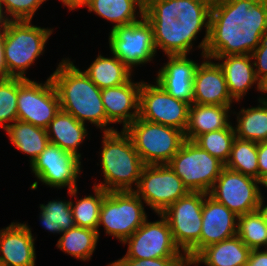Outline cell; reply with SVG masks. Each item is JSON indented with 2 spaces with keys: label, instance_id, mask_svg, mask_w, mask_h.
<instances>
[{
  "label": "cell",
  "instance_id": "cell-1",
  "mask_svg": "<svg viewBox=\"0 0 267 266\" xmlns=\"http://www.w3.org/2000/svg\"><path fill=\"white\" fill-rule=\"evenodd\" d=\"M266 34L267 0H213L204 55H251Z\"/></svg>",
  "mask_w": 267,
  "mask_h": 266
},
{
  "label": "cell",
  "instance_id": "cell-2",
  "mask_svg": "<svg viewBox=\"0 0 267 266\" xmlns=\"http://www.w3.org/2000/svg\"><path fill=\"white\" fill-rule=\"evenodd\" d=\"M50 78L62 111L71 114L81 123L89 122L102 132L117 130L114 126H109L111 123L106 117L101 89L69 57L59 62Z\"/></svg>",
  "mask_w": 267,
  "mask_h": 266
},
{
  "label": "cell",
  "instance_id": "cell-3",
  "mask_svg": "<svg viewBox=\"0 0 267 266\" xmlns=\"http://www.w3.org/2000/svg\"><path fill=\"white\" fill-rule=\"evenodd\" d=\"M102 136L99 156L104 180L94 186L107 192L135 191L145 164L130 136L123 129L103 132Z\"/></svg>",
  "mask_w": 267,
  "mask_h": 266
},
{
  "label": "cell",
  "instance_id": "cell-4",
  "mask_svg": "<svg viewBox=\"0 0 267 266\" xmlns=\"http://www.w3.org/2000/svg\"><path fill=\"white\" fill-rule=\"evenodd\" d=\"M31 20L10 21L5 29L4 56L11 77L29 79L26 70L45 52L53 29L33 25Z\"/></svg>",
  "mask_w": 267,
  "mask_h": 266
},
{
  "label": "cell",
  "instance_id": "cell-5",
  "mask_svg": "<svg viewBox=\"0 0 267 266\" xmlns=\"http://www.w3.org/2000/svg\"><path fill=\"white\" fill-rule=\"evenodd\" d=\"M124 130L145 165L168 164L185 141L183 131L139 117Z\"/></svg>",
  "mask_w": 267,
  "mask_h": 266
},
{
  "label": "cell",
  "instance_id": "cell-6",
  "mask_svg": "<svg viewBox=\"0 0 267 266\" xmlns=\"http://www.w3.org/2000/svg\"><path fill=\"white\" fill-rule=\"evenodd\" d=\"M206 195L203 192H189L161 213L169 224L174 243L188 262L199 253L202 206Z\"/></svg>",
  "mask_w": 267,
  "mask_h": 266
},
{
  "label": "cell",
  "instance_id": "cell-7",
  "mask_svg": "<svg viewBox=\"0 0 267 266\" xmlns=\"http://www.w3.org/2000/svg\"><path fill=\"white\" fill-rule=\"evenodd\" d=\"M144 204L134 191L107 192L102 201L99 228L102 226L106 235L122 244L147 219Z\"/></svg>",
  "mask_w": 267,
  "mask_h": 266
},
{
  "label": "cell",
  "instance_id": "cell-8",
  "mask_svg": "<svg viewBox=\"0 0 267 266\" xmlns=\"http://www.w3.org/2000/svg\"><path fill=\"white\" fill-rule=\"evenodd\" d=\"M168 165L190 192L207 194L225 167L220 160L189 140L183 142Z\"/></svg>",
  "mask_w": 267,
  "mask_h": 266
},
{
  "label": "cell",
  "instance_id": "cell-9",
  "mask_svg": "<svg viewBox=\"0 0 267 266\" xmlns=\"http://www.w3.org/2000/svg\"><path fill=\"white\" fill-rule=\"evenodd\" d=\"M108 42L111 54L133 72L153 61L157 54L153 28L145 16L135 23L111 28Z\"/></svg>",
  "mask_w": 267,
  "mask_h": 266
},
{
  "label": "cell",
  "instance_id": "cell-10",
  "mask_svg": "<svg viewBox=\"0 0 267 266\" xmlns=\"http://www.w3.org/2000/svg\"><path fill=\"white\" fill-rule=\"evenodd\" d=\"M59 110V97L50 76L44 83L17 78V120L47 129Z\"/></svg>",
  "mask_w": 267,
  "mask_h": 266
},
{
  "label": "cell",
  "instance_id": "cell-11",
  "mask_svg": "<svg viewBox=\"0 0 267 266\" xmlns=\"http://www.w3.org/2000/svg\"><path fill=\"white\" fill-rule=\"evenodd\" d=\"M134 192L155 214H161L190 191L168 164H162L145 165Z\"/></svg>",
  "mask_w": 267,
  "mask_h": 266
},
{
  "label": "cell",
  "instance_id": "cell-12",
  "mask_svg": "<svg viewBox=\"0 0 267 266\" xmlns=\"http://www.w3.org/2000/svg\"><path fill=\"white\" fill-rule=\"evenodd\" d=\"M261 181L224 167L208 195L237 216L258 210Z\"/></svg>",
  "mask_w": 267,
  "mask_h": 266
},
{
  "label": "cell",
  "instance_id": "cell-13",
  "mask_svg": "<svg viewBox=\"0 0 267 266\" xmlns=\"http://www.w3.org/2000/svg\"><path fill=\"white\" fill-rule=\"evenodd\" d=\"M145 222L122 244L128 245L126 254L119 259H153L167 257H186L174 243L166 218Z\"/></svg>",
  "mask_w": 267,
  "mask_h": 266
},
{
  "label": "cell",
  "instance_id": "cell-14",
  "mask_svg": "<svg viewBox=\"0 0 267 266\" xmlns=\"http://www.w3.org/2000/svg\"><path fill=\"white\" fill-rule=\"evenodd\" d=\"M189 104L168 94L156 81H142L139 93V118L185 132Z\"/></svg>",
  "mask_w": 267,
  "mask_h": 266
},
{
  "label": "cell",
  "instance_id": "cell-15",
  "mask_svg": "<svg viewBox=\"0 0 267 266\" xmlns=\"http://www.w3.org/2000/svg\"><path fill=\"white\" fill-rule=\"evenodd\" d=\"M81 165L79 157L49 142L29 167L34 177L42 184L54 189L66 187L71 191L78 188Z\"/></svg>",
  "mask_w": 267,
  "mask_h": 266
},
{
  "label": "cell",
  "instance_id": "cell-16",
  "mask_svg": "<svg viewBox=\"0 0 267 266\" xmlns=\"http://www.w3.org/2000/svg\"><path fill=\"white\" fill-rule=\"evenodd\" d=\"M152 28L156 51L162 50L165 56L190 55L195 45L197 35L205 30L202 41L196 46L200 49L202 59L209 37V27H187L174 18H146Z\"/></svg>",
  "mask_w": 267,
  "mask_h": 266
},
{
  "label": "cell",
  "instance_id": "cell-17",
  "mask_svg": "<svg viewBox=\"0 0 267 266\" xmlns=\"http://www.w3.org/2000/svg\"><path fill=\"white\" fill-rule=\"evenodd\" d=\"M237 103L229 94L222 68L212 58L204 57L198 64L193 81V103L232 106Z\"/></svg>",
  "mask_w": 267,
  "mask_h": 266
},
{
  "label": "cell",
  "instance_id": "cell-18",
  "mask_svg": "<svg viewBox=\"0 0 267 266\" xmlns=\"http://www.w3.org/2000/svg\"><path fill=\"white\" fill-rule=\"evenodd\" d=\"M28 223L11 222L0 229V261L5 266H35L36 251Z\"/></svg>",
  "mask_w": 267,
  "mask_h": 266
},
{
  "label": "cell",
  "instance_id": "cell-19",
  "mask_svg": "<svg viewBox=\"0 0 267 266\" xmlns=\"http://www.w3.org/2000/svg\"><path fill=\"white\" fill-rule=\"evenodd\" d=\"M141 85L142 80L135 82L131 77L122 85L101 89L106 117L111 124H122L124 130L138 118Z\"/></svg>",
  "mask_w": 267,
  "mask_h": 266
},
{
  "label": "cell",
  "instance_id": "cell-20",
  "mask_svg": "<svg viewBox=\"0 0 267 266\" xmlns=\"http://www.w3.org/2000/svg\"><path fill=\"white\" fill-rule=\"evenodd\" d=\"M167 62L157 71L155 81L174 98L191 105L193 81L198 63L187 55L167 56Z\"/></svg>",
  "mask_w": 267,
  "mask_h": 266
},
{
  "label": "cell",
  "instance_id": "cell-21",
  "mask_svg": "<svg viewBox=\"0 0 267 266\" xmlns=\"http://www.w3.org/2000/svg\"><path fill=\"white\" fill-rule=\"evenodd\" d=\"M238 216L208 194L202 206L199 252L214 243L237 235Z\"/></svg>",
  "mask_w": 267,
  "mask_h": 266
},
{
  "label": "cell",
  "instance_id": "cell-22",
  "mask_svg": "<svg viewBox=\"0 0 267 266\" xmlns=\"http://www.w3.org/2000/svg\"><path fill=\"white\" fill-rule=\"evenodd\" d=\"M212 59L214 62L219 61L217 63L225 75L229 94L237 103L255 84L259 93L260 80L256 76L251 55L216 56Z\"/></svg>",
  "mask_w": 267,
  "mask_h": 266
},
{
  "label": "cell",
  "instance_id": "cell-23",
  "mask_svg": "<svg viewBox=\"0 0 267 266\" xmlns=\"http://www.w3.org/2000/svg\"><path fill=\"white\" fill-rule=\"evenodd\" d=\"M251 249L237 236L203 248L189 265L198 266H245Z\"/></svg>",
  "mask_w": 267,
  "mask_h": 266
},
{
  "label": "cell",
  "instance_id": "cell-24",
  "mask_svg": "<svg viewBox=\"0 0 267 266\" xmlns=\"http://www.w3.org/2000/svg\"><path fill=\"white\" fill-rule=\"evenodd\" d=\"M231 108L232 106L192 103L184 132L185 140L194 141L203 133L227 128L232 123L229 118L233 112Z\"/></svg>",
  "mask_w": 267,
  "mask_h": 266
},
{
  "label": "cell",
  "instance_id": "cell-25",
  "mask_svg": "<svg viewBox=\"0 0 267 266\" xmlns=\"http://www.w3.org/2000/svg\"><path fill=\"white\" fill-rule=\"evenodd\" d=\"M86 126V124L79 122L71 114L60 109L47 128L49 142L59 146L64 151L76 155L82 160L78 147L90 135Z\"/></svg>",
  "mask_w": 267,
  "mask_h": 266
},
{
  "label": "cell",
  "instance_id": "cell-26",
  "mask_svg": "<svg viewBox=\"0 0 267 266\" xmlns=\"http://www.w3.org/2000/svg\"><path fill=\"white\" fill-rule=\"evenodd\" d=\"M83 7L110 21L114 28L139 21L144 16L145 6L143 0H87L80 6Z\"/></svg>",
  "mask_w": 267,
  "mask_h": 266
},
{
  "label": "cell",
  "instance_id": "cell-27",
  "mask_svg": "<svg viewBox=\"0 0 267 266\" xmlns=\"http://www.w3.org/2000/svg\"><path fill=\"white\" fill-rule=\"evenodd\" d=\"M5 132L13 146L29 156L30 165L49 144L47 129L21 120L13 122Z\"/></svg>",
  "mask_w": 267,
  "mask_h": 266
},
{
  "label": "cell",
  "instance_id": "cell-28",
  "mask_svg": "<svg viewBox=\"0 0 267 266\" xmlns=\"http://www.w3.org/2000/svg\"><path fill=\"white\" fill-rule=\"evenodd\" d=\"M100 89L126 83L133 72L115 55L105 57L98 53L90 66L83 70Z\"/></svg>",
  "mask_w": 267,
  "mask_h": 266
},
{
  "label": "cell",
  "instance_id": "cell-29",
  "mask_svg": "<svg viewBox=\"0 0 267 266\" xmlns=\"http://www.w3.org/2000/svg\"><path fill=\"white\" fill-rule=\"evenodd\" d=\"M258 105L243 108L236 114L235 135L241 140L253 141L256 143L267 141V104L257 99Z\"/></svg>",
  "mask_w": 267,
  "mask_h": 266
},
{
  "label": "cell",
  "instance_id": "cell-30",
  "mask_svg": "<svg viewBox=\"0 0 267 266\" xmlns=\"http://www.w3.org/2000/svg\"><path fill=\"white\" fill-rule=\"evenodd\" d=\"M56 247L77 260L89 261L99 242L96 230L73 227L60 234Z\"/></svg>",
  "mask_w": 267,
  "mask_h": 266
},
{
  "label": "cell",
  "instance_id": "cell-31",
  "mask_svg": "<svg viewBox=\"0 0 267 266\" xmlns=\"http://www.w3.org/2000/svg\"><path fill=\"white\" fill-rule=\"evenodd\" d=\"M94 194L87 195L77 199L78 188L68 191L70 197H75L76 201L71 199V211L77 227H85L96 230L100 237V229L98 226L99 215L102 201L107 191L102 188L93 186Z\"/></svg>",
  "mask_w": 267,
  "mask_h": 266
},
{
  "label": "cell",
  "instance_id": "cell-32",
  "mask_svg": "<svg viewBox=\"0 0 267 266\" xmlns=\"http://www.w3.org/2000/svg\"><path fill=\"white\" fill-rule=\"evenodd\" d=\"M55 199L47 204H40L39 221L45 230L53 234H61L75 227L71 211V200Z\"/></svg>",
  "mask_w": 267,
  "mask_h": 266
},
{
  "label": "cell",
  "instance_id": "cell-33",
  "mask_svg": "<svg viewBox=\"0 0 267 266\" xmlns=\"http://www.w3.org/2000/svg\"><path fill=\"white\" fill-rule=\"evenodd\" d=\"M257 143L235 138L225 167L258 180Z\"/></svg>",
  "mask_w": 267,
  "mask_h": 266
},
{
  "label": "cell",
  "instance_id": "cell-34",
  "mask_svg": "<svg viewBox=\"0 0 267 266\" xmlns=\"http://www.w3.org/2000/svg\"><path fill=\"white\" fill-rule=\"evenodd\" d=\"M237 236L251 250L267 249V224L259 210L238 216Z\"/></svg>",
  "mask_w": 267,
  "mask_h": 266
},
{
  "label": "cell",
  "instance_id": "cell-35",
  "mask_svg": "<svg viewBox=\"0 0 267 266\" xmlns=\"http://www.w3.org/2000/svg\"><path fill=\"white\" fill-rule=\"evenodd\" d=\"M235 138L234 125L231 123L225 129L203 133L193 142L225 165L230 157Z\"/></svg>",
  "mask_w": 267,
  "mask_h": 266
},
{
  "label": "cell",
  "instance_id": "cell-36",
  "mask_svg": "<svg viewBox=\"0 0 267 266\" xmlns=\"http://www.w3.org/2000/svg\"><path fill=\"white\" fill-rule=\"evenodd\" d=\"M212 0H178L177 20L187 27H209Z\"/></svg>",
  "mask_w": 267,
  "mask_h": 266
},
{
  "label": "cell",
  "instance_id": "cell-37",
  "mask_svg": "<svg viewBox=\"0 0 267 266\" xmlns=\"http://www.w3.org/2000/svg\"><path fill=\"white\" fill-rule=\"evenodd\" d=\"M17 120V78L0 79V128Z\"/></svg>",
  "mask_w": 267,
  "mask_h": 266
},
{
  "label": "cell",
  "instance_id": "cell-38",
  "mask_svg": "<svg viewBox=\"0 0 267 266\" xmlns=\"http://www.w3.org/2000/svg\"><path fill=\"white\" fill-rule=\"evenodd\" d=\"M47 0H0L5 14L11 21L31 20Z\"/></svg>",
  "mask_w": 267,
  "mask_h": 266
},
{
  "label": "cell",
  "instance_id": "cell-39",
  "mask_svg": "<svg viewBox=\"0 0 267 266\" xmlns=\"http://www.w3.org/2000/svg\"><path fill=\"white\" fill-rule=\"evenodd\" d=\"M178 15V0H150L144 7L146 18L177 19Z\"/></svg>",
  "mask_w": 267,
  "mask_h": 266
},
{
  "label": "cell",
  "instance_id": "cell-40",
  "mask_svg": "<svg viewBox=\"0 0 267 266\" xmlns=\"http://www.w3.org/2000/svg\"><path fill=\"white\" fill-rule=\"evenodd\" d=\"M115 266H188L186 257H167L153 259H118L112 262Z\"/></svg>",
  "mask_w": 267,
  "mask_h": 266
},
{
  "label": "cell",
  "instance_id": "cell-41",
  "mask_svg": "<svg viewBox=\"0 0 267 266\" xmlns=\"http://www.w3.org/2000/svg\"><path fill=\"white\" fill-rule=\"evenodd\" d=\"M256 76L259 80L267 75V34L251 53Z\"/></svg>",
  "mask_w": 267,
  "mask_h": 266
},
{
  "label": "cell",
  "instance_id": "cell-42",
  "mask_svg": "<svg viewBox=\"0 0 267 266\" xmlns=\"http://www.w3.org/2000/svg\"><path fill=\"white\" fill-rule=\"evenodd\" d=\"M258 180L262 181L267 175V141L257 143Z\"/></svg>",
  "mask_w": 267,
  "mask_h": 266
},
{
  "label": "cell",
  "instance_id": "cell-43",
  "mask_svg": "<svg viewBox=\"0 0 267 266\" xmlns=\"http://www.w3.org/2000/svg\"><path fill=\"white\" fill-rule=\"evenodd\" d=\"M245 266H267V249L251 250Z\"/></svg>",
  "mask_w": 267,
  "mask_h": 266
},
{
  "label": "cell",
  "instance_id": "cell-44",
  "mask_svg": "<svg viewBox=\"0 0 267 266\" xmlns=\"http://www.w3.org/2000/svg\"><path fill=\"white\" fill-rule=\"evenodd\" d=\"M5 29L0 30V79L10 78L4 56Z\"/></svg>",
  "mask_w": 267,
  "mask_h": 266
},
{
  "label": "cell",
  "instance_id": "cell-45",
  "mask_svg": "<svg viewBox=\"0 0 267 266\" xmlns=\"http://www.w3.org/2000/svg\"><path fill=\"white\" fill-rule=\"evenodd\" d=\"M63 3V7H67L69 11L79 9L80 6L87 0H59Z\"/></svg>",
  "mask_w": 267,
  "mask_h": 266
},
{
  "label": "cell",
  "instance_id": "cell-46",
  "mask_svg": "<svg viewBox=\"0 0 267 266\" xmlns=\"http://www.w3.org/2000/svg\"><path fill=\"white\" fill-rule=\"evenodd\" d=\"M11 20L5 14L2 4L0 3V30L6 29Z\"/></svg>",
  "mask_w": 267,
  "mask_h": 266
},
{
  "label": "cell",
  "instance_id": "cell-47",
  "mask_svg": "<svg viewBox=\"0 0 267 266\" xmlns=\"http://www.w3.org/2000/svg\"><path fill=\"white\" fill-rule=\"evenodd\" d=\"M259 92L262 93L258 99L265 100L267 98V75L260 80Z\"/></svg>",
  "mask_w": 267,
  "mask_h": 266
},
{
  "label": "cell",
  "instance_id": "cell-48",
  "mask_svg": "<svg viewBox=\"0 0 267 266\" xmlns=\"http://www.w3.org/2000/svg\"><path fill=\"white\" fill-rule=\"evenodd\" d=\"M264 196H262L258 210L262 214L266 224H267V205H265Z\"/></svg>",
  "mask_w": 267,
  "mask_h": 266
},
{
  "label": "cell",
  "instance_id": "cell-49",
  "mask_svg": "<svg viewBox=\"0 0 267 266\" xmlns=\"http://www.w3.org/2000/svg\"><path fill=\"white\" fill-rule=\"evenodd\" d=\"M265 186V188H267V175L266 177L261 181V186Z\"/></svg>",
  "mask_w": 267,
  "mask_h": 266
},
{
  "label": "cell",
  "instance_id": "cell-50",
  "mask_svg": "<svg viewBox=\"0 0 267 266\" xmlns=\"http://www.w3.org/2000/svg\"><path fill=\"white\" fill-rule=\"evenodd\" d=\"M150 0H143L144 6L149 2Z\"/></svg>",
  "mask_w": 267,
  "mask_h": 266
},
{
  "label": "cell",
  "instance_id": "cell-51",
  "mask_svg": "<svg viewBox=\"0 0 267 266\" xmlns=\"http://www.w3.org/2000/svg\"><path fill=\"white\" fill-rule=\"evenodd\" d=\"M107 266H115L112 262L107 264Z\"/></svg>",
  "mask_w": 267,
  "mask_h": 266
}]
</instances>
